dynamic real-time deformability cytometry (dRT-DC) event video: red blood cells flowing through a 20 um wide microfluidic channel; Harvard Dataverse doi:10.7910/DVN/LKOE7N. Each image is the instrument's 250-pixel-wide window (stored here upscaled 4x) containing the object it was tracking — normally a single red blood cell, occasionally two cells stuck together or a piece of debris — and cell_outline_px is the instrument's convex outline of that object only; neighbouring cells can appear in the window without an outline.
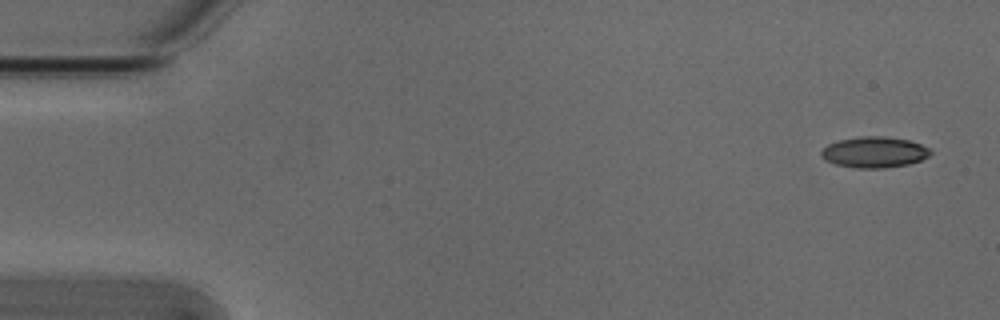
{"species": "Egyptian fruit bat (a non-hibernating species)", "species_latin": "Rousettus aegyptiacus", "temperature_condition": "cold", "stored_images_in_passage": 7, "camera_frame_rate_fps": 3000, "um_per_image_px": 0.085, "animal": {"sex": "male"}, "frame": {"image": 1, "passage_image": 1, "time_ms": 0.0, "image_size_px": [1000, 320], "cell_outline_px": [[932, 152], [928, 156], [920, 160], [908, 164], [884, 168], [856, 168], [836, 164], [824, 160], [820, 156], [820, 152], [828, 144], [840, 140], [860, 136], [884, 136], [908, 140], [920, 144], [928, 148]], "centroid_in_image_um": [74.29, 12.94], "position_along_channel_um": 10.7, "area_um2": 19.59}}
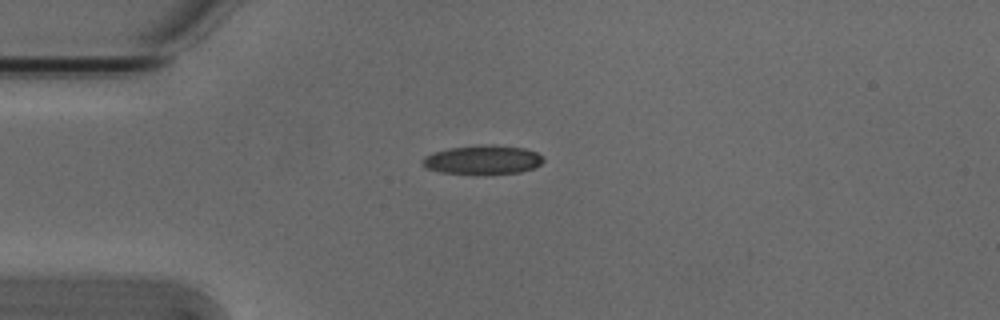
{"frame": {"image": 2, "passage_image": 4, "time_ms": 1.0, "image_size_px": [1000, 320], "cell_outline_px": [[544, 160], [536, 168], [520, 172], [484, 176], [476, 176], [440, 172], [424, 168], [420, 164], [420, 160], [424, 156], [432, 152], [452, 148], [484, 144], [492, 144], [524, 148], [536, 152], [544, 156]], "centroid_in_image_um": [41.0, 13.62], "position_along_channel_um": 44.0, "area_um2": 21.39}}
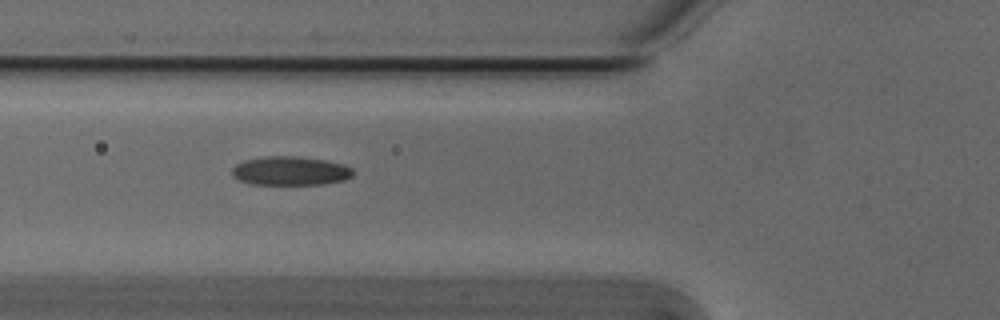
{"frame": {"image": 3, "passage_image": 6, "time_ms": 1.667, "image_size_px": [1000, 320], "cell_outline_px": [[352, 176], [344, 180], [324, 184], [248, 184], [232, 176], [232, 168], [236, 164], [244, 160], [268, 156], [296, 156], [324, 160], [344, 164], [352, 168]], "centroid_in_image_um": [24.66, 14.52], "position_along_channel_um": 101.1, "area_um2": 20.35}}